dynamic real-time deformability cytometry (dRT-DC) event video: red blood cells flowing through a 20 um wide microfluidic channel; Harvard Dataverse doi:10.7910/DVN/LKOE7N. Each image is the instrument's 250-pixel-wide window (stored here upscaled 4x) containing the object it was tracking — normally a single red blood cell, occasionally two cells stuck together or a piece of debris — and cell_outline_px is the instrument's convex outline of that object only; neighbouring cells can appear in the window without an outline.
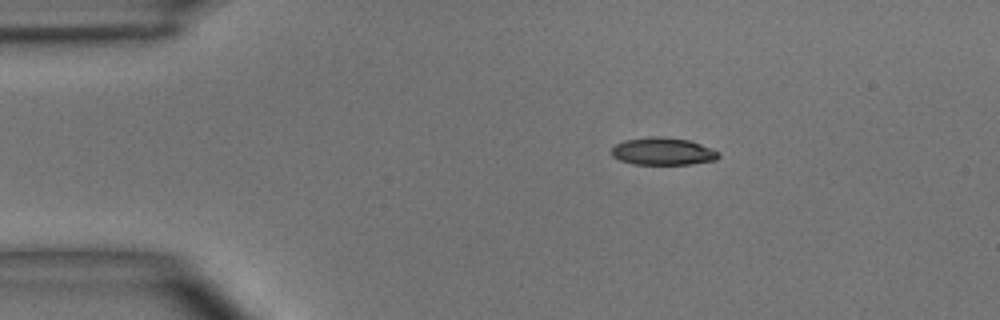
{"species": "common noctule bat (a hibernating species)", "species_latin": "Nyctalus noctula", "temperature_condition": "room temperature", "stored_images_in_passage": 3, "camera_frame_rate_fps": 3000, "um_per_image_px": 0.085, "animal": {"sex": "male", "body_mass_g": 15.6}, "frame": {"image": 1, "passage_image": 1, "time_ms": 0.0, "image_size_px": [1000, 320], "cell_outline_px": [[720, 156], [716, 160], [692, 164], [632, 164], [620, 160], [612, 156], [612, 148], [616, 144], [624, 140], [648, 136], [664, 136], [688, 140], [712, 148], [720, 152]], "centroid_in_image_um": [56.36, 12.86], "position_along_channel_um": 28.6, "area_um2": 17.28}}